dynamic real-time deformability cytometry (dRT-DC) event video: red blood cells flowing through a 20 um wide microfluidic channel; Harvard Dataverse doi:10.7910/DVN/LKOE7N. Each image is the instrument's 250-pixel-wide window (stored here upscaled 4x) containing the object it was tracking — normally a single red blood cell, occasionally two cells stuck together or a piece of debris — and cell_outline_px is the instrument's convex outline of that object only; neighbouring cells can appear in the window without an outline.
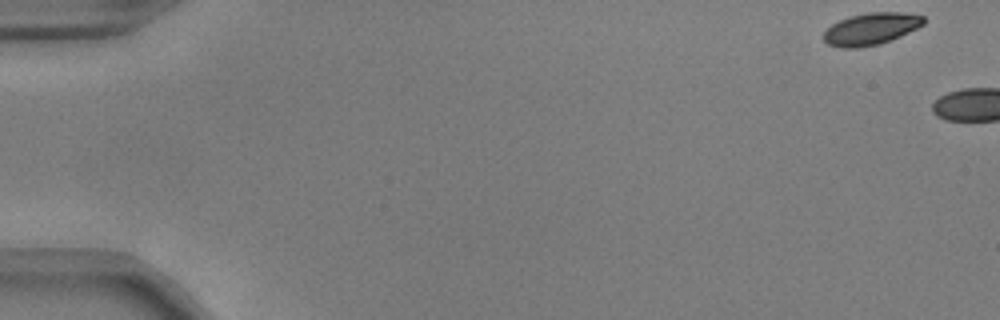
{"species": "common noctule bat (a hibernating species)", "species_latin": "Nyctalus noctula", "temperature_condition": "warm", "stored_images_in_passage": 4, "camera_frame_rate_fps": 3000, "um_per_image_px": 0.085, "animal": {"sex": "male", "body_mass_g": 17.9, "forearm_length_mm": 54.2}, "frame": {"image": 1, "passage_image": 1, "time_ms": 0.0, "image_size_px": [1000, 320], "cell_outline_px": [[924, 24], [900, 36], [880, 44], [856, 48], [840, 48], [828, 44], [824, 40], [824, 32], [832, 24], [848, 16], [868, 12], [904, 12], [924, 16]], "centroid_in_image_um": [74.02, 2.45], "position_along_channel_um": 11.0, "area_um2": 18.61}}